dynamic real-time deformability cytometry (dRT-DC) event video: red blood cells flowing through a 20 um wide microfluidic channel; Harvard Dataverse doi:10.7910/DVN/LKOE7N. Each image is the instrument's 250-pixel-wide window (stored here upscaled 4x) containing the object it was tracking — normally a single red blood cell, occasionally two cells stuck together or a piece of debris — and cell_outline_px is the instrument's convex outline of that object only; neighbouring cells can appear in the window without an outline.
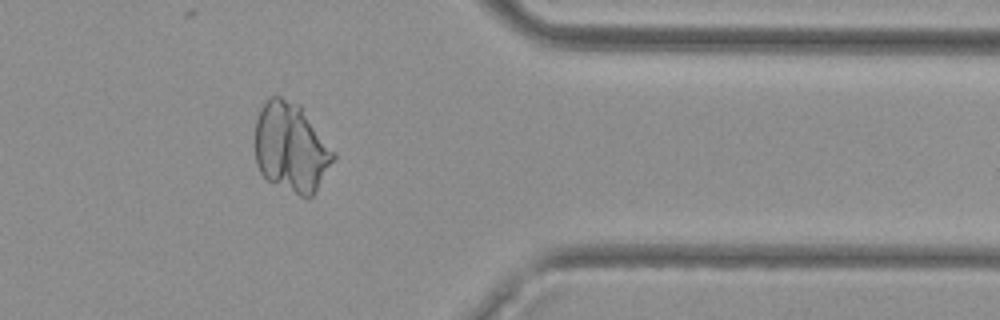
{"species": "common noctule bat (a hibernating species)", "species_latin": "Nyctalus noctula", "temperature_condition": "cold", "stored_images_in_passage": 49, "camera_frame_rate_fps": 3000, "um_per_image_px": 0.085, "animal": {"sex": "female", "body_mass_g": 29.2, "forearm_length_mm": 56.3}, "frame": {"image": 1, "passage_image": 40, "time_ms": 13.0, "image_size_px": [1000, 320], "cell_outline_px": [[336, 156], [316, 192], [308, 200], [268, 180], [260, 172], [256, 164], [256, 120], [260, 108], [272, 96], [280, 96], [300, 104], [336, 152]], "centroid_in_image_um": [24.78, 12.54], "position_along_channel_um": 386.6, "area_um2": 40.98}}